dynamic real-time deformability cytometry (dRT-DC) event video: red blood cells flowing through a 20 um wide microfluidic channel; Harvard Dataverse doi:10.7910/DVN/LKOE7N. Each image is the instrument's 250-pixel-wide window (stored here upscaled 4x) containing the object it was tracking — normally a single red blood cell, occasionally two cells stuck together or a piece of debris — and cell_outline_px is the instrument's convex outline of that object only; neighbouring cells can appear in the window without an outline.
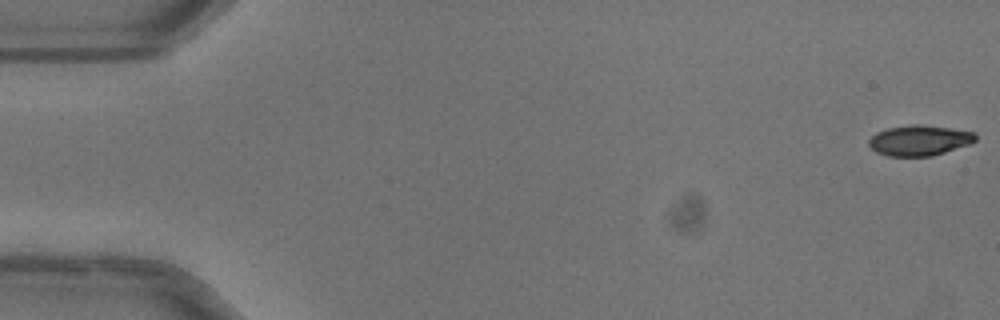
{"species": "common noctule bat (a hibernating species)", "species_latin": "Nyctalus noctula", "temperature_condition": "warm", "stored_images_in_passage": 52, "camera_frame_rate_fps": 3000, "um_per_image_px": 0.085, "animal": {"sex": "female"}, "frame": {"image": 1, "passage_image": 1, "time_ms": 0.0, "image_size_px": [1000, 320], "cell_outline_px": [[976, 140], [972, 144], [932, 156], [888, 156], [876, 152], [868, 144], [868, 140], [876, 132], [888, 128], [912, 124], [920, 124], [976, 132]], "centroid_in_image_um": [78.16, 11.93], "position_along_channel_um": 6.8, "area_um2": 19.02}}
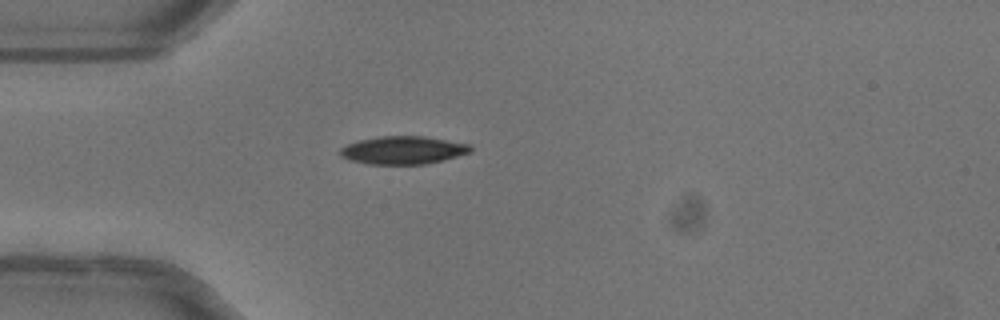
{"frame": {"image": 2, "passage_image": 15, "time_ms": 4.667, "image_size_px": [1000, 320], "cell_outline_px": [[472, 152], [444, 160], [424, 164], [368, 164], [352, 160], [340, 156], [340, 148], [348, 144], [360, 140], [380, 136], [424, 136], [472, 144]], "centroid_in_image_um": [34.32, 12.76], "position_along_channel_um": 50.7, "area_um2": 21.27}}
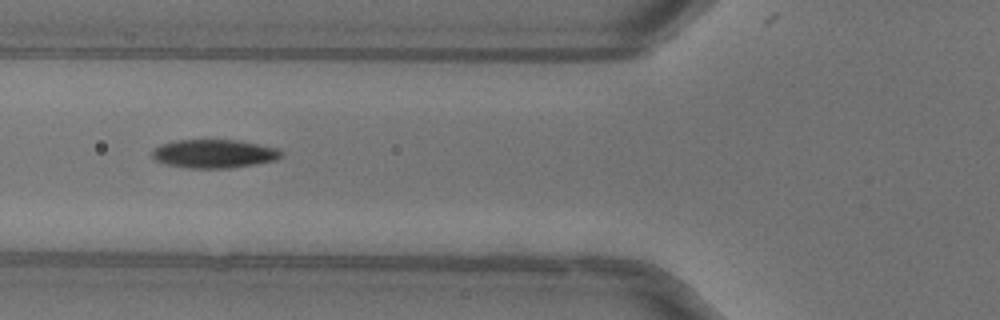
{"frame": {"image": 3, "passage_image": 20, "time_ms": 6.333, "image_size_px": [1000, 320], "cell_outline_px": [[284, 156], [276, 160], [228, 168], [188, 168], [168, 164], [156, 160], [152, 156], [152, 148], [160, 144], [176, 140], [240, 140], [276, 148], [284, 152]], "centroid_in_image_um": [18.2, 13.05], "position_along_channel_um": 107.6, "area_um2": 21.44}, "authors_computed_cell_mechanics": {"area_um2": 21.0392, "velocity_mm_per_s": 4.0409, "shape_relaxation_time_tau1_ms": 3.8836, "shape_relaxation_time_tau2_ms": 6.8827, "deformation_change_tau1": 0.1538, "deformation_change_tau2": 0.1092}}